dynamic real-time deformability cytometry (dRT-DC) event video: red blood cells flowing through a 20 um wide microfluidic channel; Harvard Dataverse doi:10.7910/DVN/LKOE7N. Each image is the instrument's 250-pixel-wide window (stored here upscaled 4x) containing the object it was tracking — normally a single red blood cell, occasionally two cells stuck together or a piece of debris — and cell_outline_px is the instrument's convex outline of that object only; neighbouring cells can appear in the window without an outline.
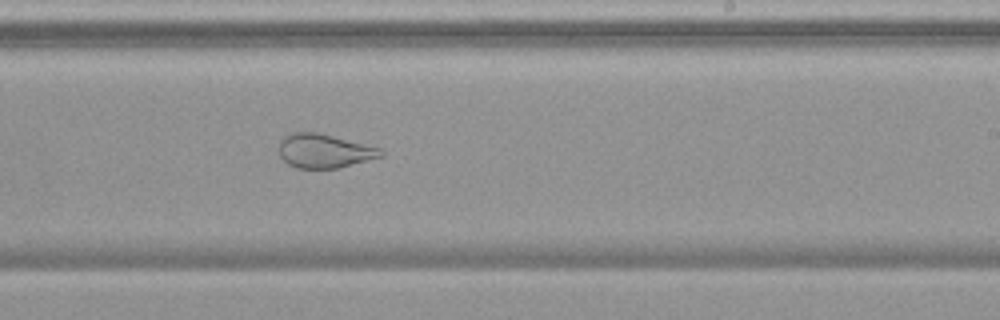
{"species": "common noctule bat (a hibernating species)", "species_latin": "Nyctalus noctula", "temperature_condition": "warm", "stored_images_in_passage": 54, "camera_frame_rate_fps": 3000, "um_per_image_px": 0.085, "animal": {"sex": "female", "body_mass_g": 19.9}, "frame": {"image": 1, "passage_image": 33, "time_ms": 10.667, "image_size_px": [1000, 320], "cell_outline_px": [[384, 156], [340, 168], [296, 168], [288, 164], [280, 156], [280, 140], [284, 136], [292, 132], [316, 132], [380, 148], [384, 152]], "centroid_in_image_um": [27.56, 12.84], "position_along_channel_um": 261.4, "area_um2": 20.06}}
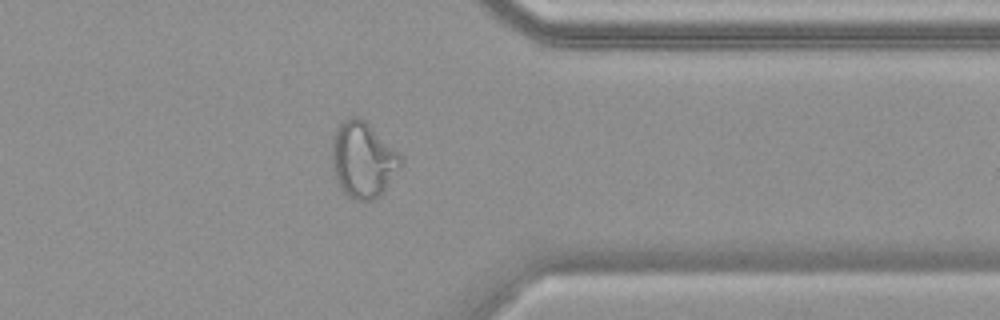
{"frame": {"image": 2, "passage_image": 43, "time_ms": 14.0, "image_size_px": [1000, 320], "cell_outline_px": [[404, 164], [384, 192], [380, 196], [372, 200], [356, 200], [348, 196], [336, 184], [332, 172], [332, 136], [336, 128], [344, 120], [352, 116], [360, 116], [400, 152]], "centroid_in_image_um": [30.86, 13.59], "position_along_channel_um": 380.5, "area_um2": 31.15}}
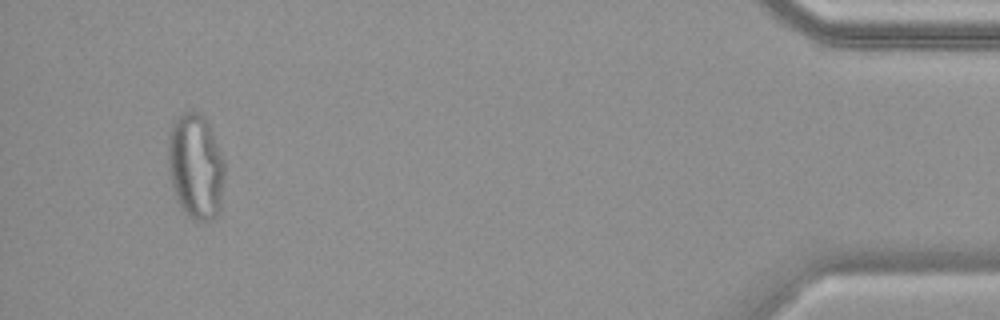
{"frame": {"image": 3, "passage_image": 51, "time_ms": 16.667, "image_size_px": [1000, 320], "cell_outline_px": [[224, 176], [220, 208], [216, 216], [212, 220], [192, 220], [184, 212], [176, 196], [172, 184], [168, 168], [168, 136], [172, 124], [176, 116], [184, 112], [200, 112], [204, 116], [212, 132], [224, 160]], "centroid_in_image_um": [16.63, 14.13], "position_along_channel_um": 418.6, "area_um2": 34.74}}